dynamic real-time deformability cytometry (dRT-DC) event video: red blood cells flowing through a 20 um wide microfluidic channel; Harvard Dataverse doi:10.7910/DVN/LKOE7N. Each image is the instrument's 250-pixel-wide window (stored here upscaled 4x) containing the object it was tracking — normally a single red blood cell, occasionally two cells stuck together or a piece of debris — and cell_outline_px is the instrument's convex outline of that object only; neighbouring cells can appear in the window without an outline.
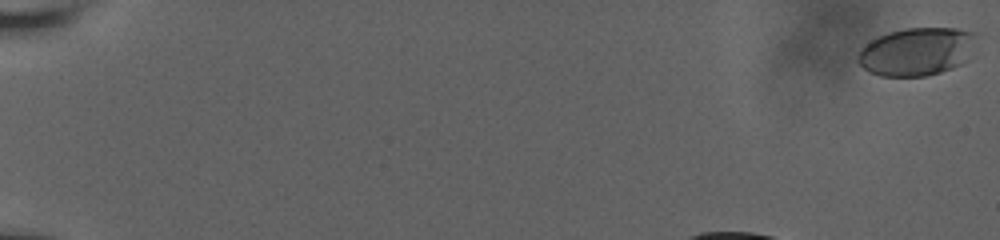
{"species": "human", "species_latin": "Homo sapiens", "temperature_condition": "room temperature", "stored_images_in_passage": 16, "camera_frame_rate_fps": 3000, "um_per_image_px": 0.085, "donor": {"sex": "male"}, "frame": {"image": 1, "passage_image": 1, "time_ms": 0.0, "image_size_px": [1000, 240], "cell_outline_px": [[976, 36], [960, 64], [952, 68], [928, 76], [880, 76], [868, 72], [856, 60], [856, 56], [860, 48], [872, 40], [888, 32], [904, 28], [956, 28], [976, 32]], "centroid_in_image_um": [77.83, 4.38], "position_along_channel_um": 7.2, "area_um2": 32.77}}
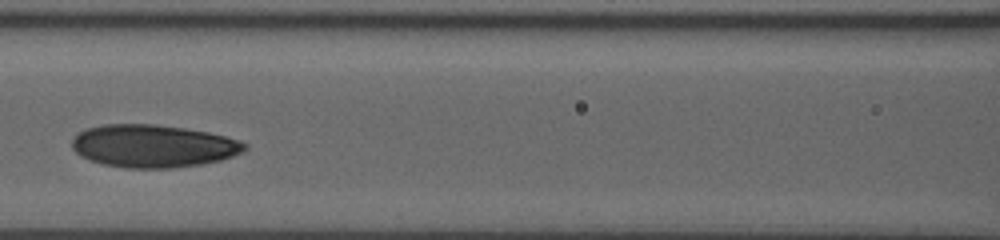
{"frame": {"image": 2, "passage_image": 15, "time_ms": 7.333, "image_size_px": [1000, 240], "cell_outline_px": [[248, 148], [232, 156], [220, 160], [200, 164], [172, 168], [124, 168], [104, 164], [80, 156], [72, 148], [72, 136], [88, 128], [104, 124], [156, 124], [184, 128], [208, 132], [240, 140], [248, 144]], "centroid_in_image_um": [13.01, 12.41], "position_along_channel_um": 153.6, "area_um2": 42.95}}